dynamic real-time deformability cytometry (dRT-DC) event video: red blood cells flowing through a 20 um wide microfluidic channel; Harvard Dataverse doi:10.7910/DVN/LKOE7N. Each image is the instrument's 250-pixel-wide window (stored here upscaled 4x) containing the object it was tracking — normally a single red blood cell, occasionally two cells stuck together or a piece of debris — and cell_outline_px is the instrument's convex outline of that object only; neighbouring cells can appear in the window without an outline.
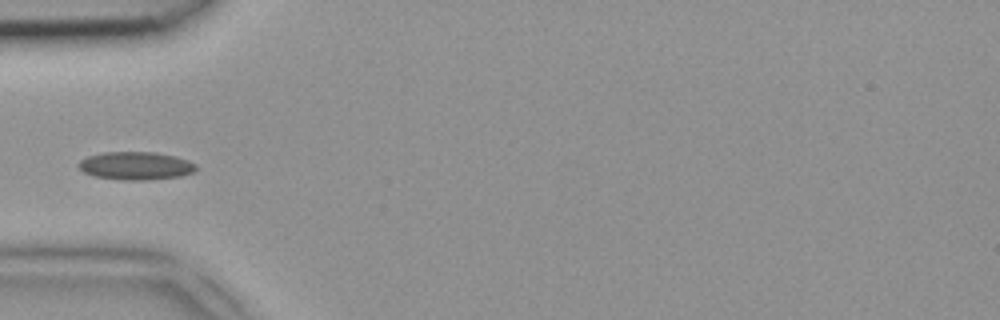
{"species": "common noctule bat (a hibernating species)", "species_latin": "Nyctalus noctula", "temperature_condition": "room temperature", "stored_images_in_passage": 33, "camera_frame_rate_fps": 3000, "um_per_image_px": 0.085, "animal": {"sex": "female", "body_mass_g": 18.4}, "frame": {"image": 1, "passage_image": 1, "time_ms": 0.0, "image_size_px": [1000, 320], "cell_outline_px": [[196, 172], [180, 176], [144, 180], [124, 180], [96, 176], [84, 172], [76, 164], [80, 160], [88, 156], [104, 152], [156, 152], [176, 156], [188, 160], [196, 164]], "centroid_in_image_um": [11.56, 14.08], "position_along_channel_um": 73.4, "area_um2": 19.19}}
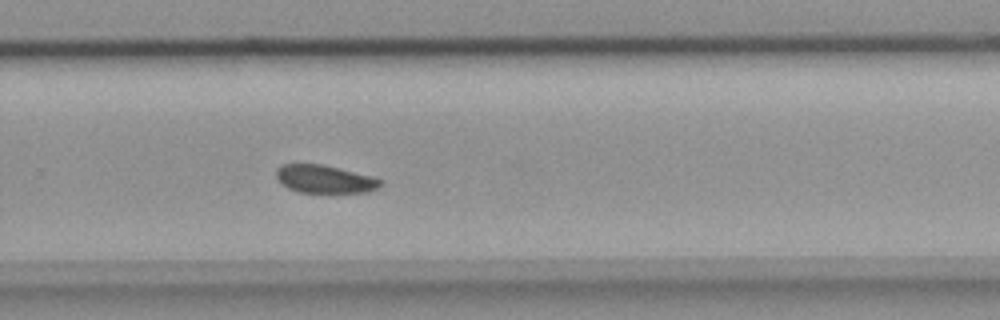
{"frame": {"image": 2, "passage_image": 17, "time_ms": 5.333, "image_size_px": [1000, 320], "cell_outline_px": [[384, 180], [376, 188], [368, 192], [300, 192], [288, 188], [276, 176], [276, 168], [280, 164], [324, 164], [372, 176]], "centroid_in_image_um": [27.6, 15.2], "position_along_channel_um": 302.2, "area_um2": 16.88}}
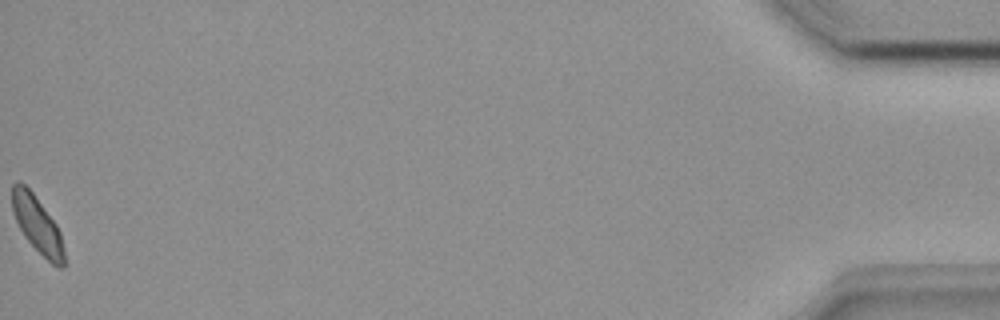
{"frame": {"image": 3, "passage_image": 33, "time_ms": 10.667, "image_size_px": [1000, 320], "cell_outline_px": [[64, 268], [60, 268], [52, 264], [24, 236], [16, 220], [12, 208], [12, 184], [16, 180], [20, 180], [32, 192], [56, 224], [60, 232], [64, 252]], "centroid_in_image_um": [3.16, 19.07], "position_along_channel_um": 432.0, "area_um2": 16.82}}